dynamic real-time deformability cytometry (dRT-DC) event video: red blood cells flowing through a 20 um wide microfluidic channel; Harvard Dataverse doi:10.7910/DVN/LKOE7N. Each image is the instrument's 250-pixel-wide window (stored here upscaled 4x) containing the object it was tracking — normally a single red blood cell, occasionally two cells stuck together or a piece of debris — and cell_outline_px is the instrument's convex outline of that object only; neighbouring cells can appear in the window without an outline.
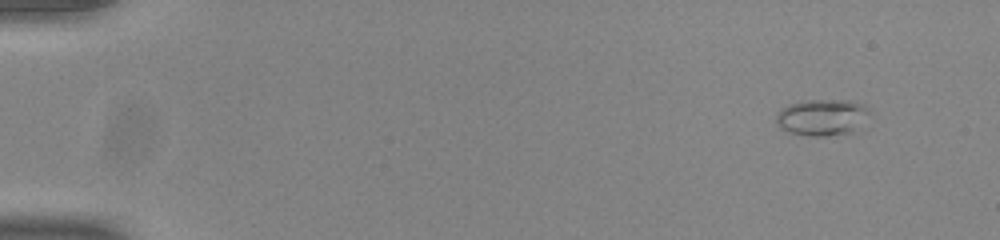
{"species": "common noctule bat (a hibernating species)", "species_latin": "Nyctalus noctula", "temperature_condition": "room temperature", "stored_images_in_passage": 50, "camera_frame_rate_fps": 3000, "um_per_image_px": 0.085, "animal": {"sex": "male", "body_mass_g": 20.0, "forearm_length_mm": 53.3}, "frame": {"image": 1, "passage_image": 1, "time_ms": 0.0, "image_size_px": [1000, 240], "cell_outline_px": [[872, 112], [848, 132], [828, 136], [812, 136], [788, 132], [780, 128], [776, 120], [776, 116], [788, 104], [808, 100], [852, 100], [860, 104]], "centroid_in_image_um": [69.83, 9.96], "position_along_channel_um": 15.2, "area_um2": 19.25}}
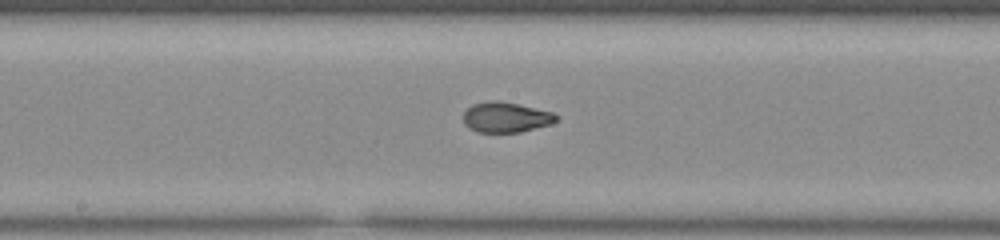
{"frame": {"image": 2, "passage_image": 26, "time_ms": 8.333, "image_size_px": [1000, 240], "cell_outline_px": [[560, 116], [552, 124], [520, 132], [476, 132], [468, 128], [464, 124], [464, 112], [472, 104], [496, 100], [500, 100], [552, 112]], "centroid_in_image_um": [43.0, 9.97], "position_along_channel_um": 205.2, "area_um2": 16.42}}
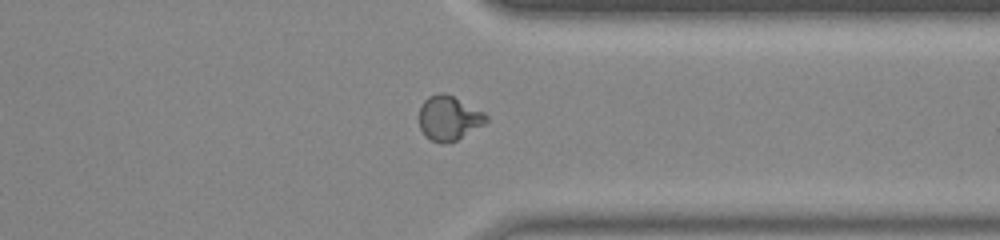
{"frame": {"image": 3, "passage_image": 39, "time_ms": 12.667, "image_size_px": [1000, 240], "cell_outline_px": [[488, 120], [484, 124], [456, 140], [444, 144], [432, 140], [424, 136], [420, 128], [420, 108], [424, 100], [428, 96], [440, 92], [444, 92], [484, 112], [488, 116]], "centroid_in_image_um": [38.14, 10.04], "position_along_channel_um": 373.3, "area_um2": 17.22}, "authors_computed_cell_mechanics": {"area_um2": 16.5597, "velocity_mm_per_s": 3.8998, "shape_relaxation_time_tau1_ms": 7.732, "shape_relaxation_time_tau2_ms": 0.9867, "deformation_change_tau1": 0.2609, "deformation_change_tau2": 0.0524}}